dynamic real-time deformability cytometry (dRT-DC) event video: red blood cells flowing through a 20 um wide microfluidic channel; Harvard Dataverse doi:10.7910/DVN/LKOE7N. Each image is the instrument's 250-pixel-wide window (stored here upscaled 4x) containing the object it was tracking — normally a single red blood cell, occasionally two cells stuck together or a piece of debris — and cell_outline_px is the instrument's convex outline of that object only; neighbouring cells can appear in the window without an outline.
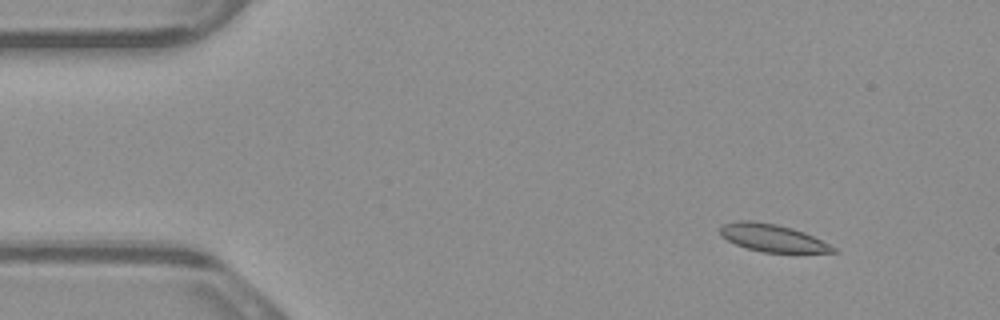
{"species": "common noctule bat (a hibernating species)", "species_latin": "Nyctalus noctula", "temperature_condition": "warm", "stored_images_in_passage": 7, "camera_frame_rate_fps": 3000, "um_per_image_px": 0.085, "animal": {"sex": "male", "body_mass_g": 23.1, "forearm_length_mm": 52.7}, "frame": {"image": 1, "passage_image": 1, "time_ms": 0.0, "image_size_px": [1000, 320], "cell_outline_px": [[840, 252], [764, 252], [748, 248], [736, 244], [720, 236], [720, 228], [724, 224], [740, 220], [752, 220], [776, 224], [792, 228], [804, 232], [836, 248]], "centroid_in_image_um": [65.64, 20.21], "position_along_channel_um": 19.4, "area_um2": 17.8}}
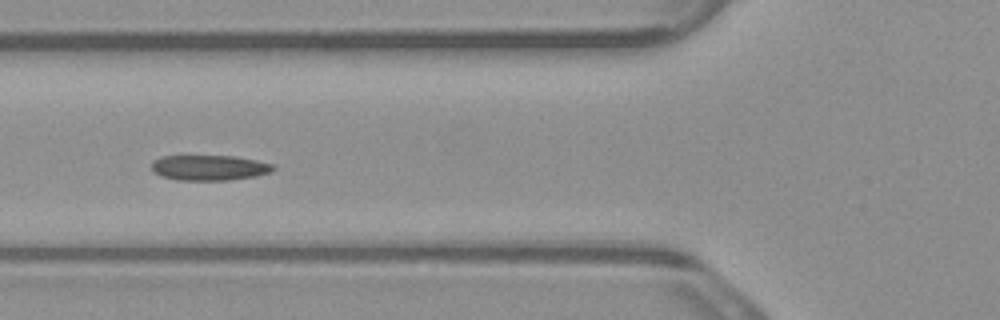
{"frame": {"image": 2, "passage_image": 5, "time_ms": 1.333, "image_size_px": [1000, 320], "cell_outline_px": [[276, 168], [272, 172], [256, 176], [228, 180], [176, 180], [160, 176], [152, 168], [152, 160], [160, 156], [236, 156], [276, 164]], "centroid_in_image_um": [17.83, 14.25], "position_along_channel_um": 108.0, "area_um2": 18.15}}
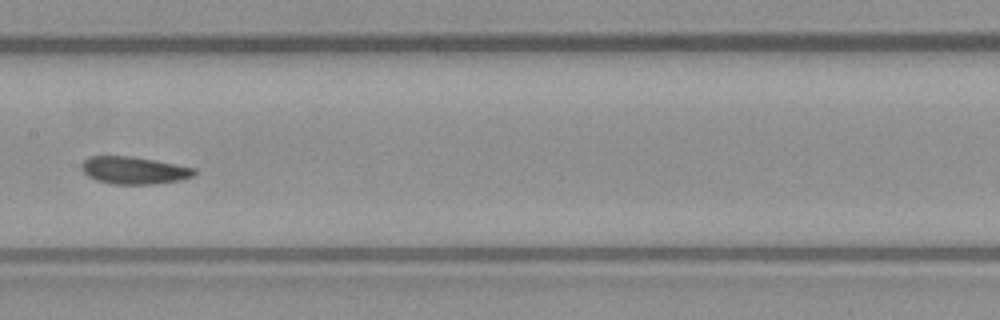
{"frame": {"image": 3, "passage_image": 7, "time_ms": 2.0, "image_size_px": [1000, 320], "cell_outline_px": [[196, 172], [192, 176], [180, 180], [152, 184], [112, 184], [96, 180], [88, 176], [80, 168], [80, 164], [88, 156], [128, 156], [152, 160], [196, 168]], "centroid_in_image_um": [11.34, 14.48], "position_along_channel_um": 196.1, "area_um2": 17.86}}